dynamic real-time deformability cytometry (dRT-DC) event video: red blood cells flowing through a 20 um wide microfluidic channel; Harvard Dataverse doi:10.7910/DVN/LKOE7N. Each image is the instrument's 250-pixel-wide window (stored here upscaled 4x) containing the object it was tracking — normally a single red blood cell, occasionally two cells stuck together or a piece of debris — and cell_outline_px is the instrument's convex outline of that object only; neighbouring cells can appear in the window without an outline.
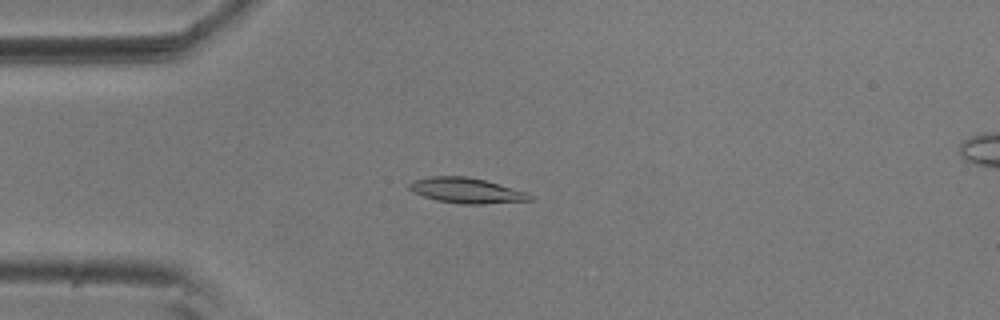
{"species": "common noctule bat (a hibernating species)", "species_latin": "Nyctalus noctula", "temperature_condition": "room temperature", "stored_images_in_passage": 54, "camera_frame_rate_fps": 3000, "um_per_image_px": 0.085, "animal": {"sex": "male", "body_mass_g": 20.5, "forearm_length_mm": 52.5}, "frame": {"image": 1, "passage_image": 13, "time_ms": 4.0, "image_size_px": [1000, 320], "cell_outline_px": [[536, 196], [532, 200], [484, 204], [460, 204], [436, 200], [412, 192], [408, 188], [408, 184], [412, 180], [432, 176], [464, 176], [484, 180], [528, 192]], "centroid_in_image_um": [39.66, 16.2], "position_along_channel_um": 45.3, "area_um2": 17.92}}
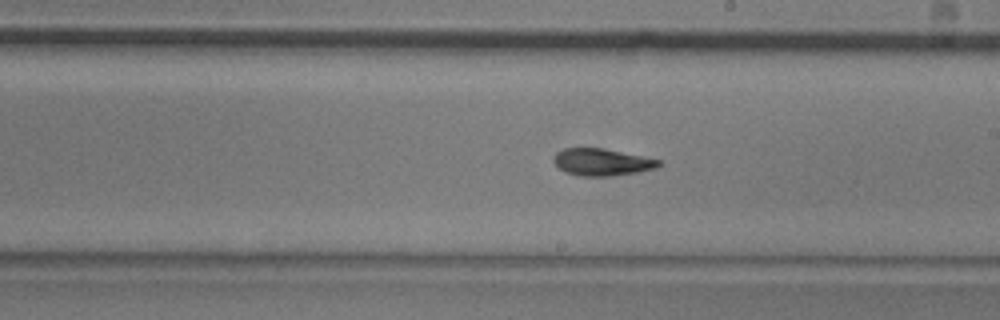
{"frame": {"image": 2, "passage_image": 30, "time_ms": 9.667, "image_size_px": [1000, 320], "cell_outline_px": [[664, 164], [656, 168], [636, 172], [612, 176], [580, 176], [564, 172], [556, 168], [552, 160], [552, 156], [556, 152], [564, 148], [604, 148], [660, 160]], "centroid_in_image_um": [51.1, 13.78], "position_along_channel_um": 237.9, "area_um2": 16.82}}
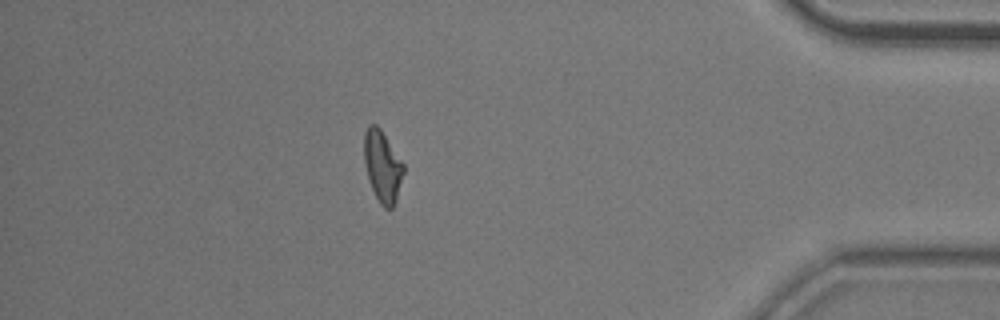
{"frame": {"image": 3, "passage_image": 47, "time_ms": 15.333, "image_size_px": [1000, 320], "cell_outline_px": [[404, 172], [396, 200], [392, 208], [384, 208], [380, 204], [372, 188], [368, 176], [364, 160], [364, 132], [368, 124], [376, 124], [380, 128], [404, 164]], "centroid_in_image_um": [32.51, 14.11], "position_along_channel_um": 402.7, "area_um2": 16.24}, "authors_computed_cell_mechanics": {"area_um2": 16.9065, "velocity_mm_per_s": 3.6686, "shape_relaxation_time_tau1_ms": 5.827, "shape_relaxation_time_tau2_ms": 6.1052, "deformation_change_tau1": 0.1762, "deformation_change_tau2": 0.1187}}